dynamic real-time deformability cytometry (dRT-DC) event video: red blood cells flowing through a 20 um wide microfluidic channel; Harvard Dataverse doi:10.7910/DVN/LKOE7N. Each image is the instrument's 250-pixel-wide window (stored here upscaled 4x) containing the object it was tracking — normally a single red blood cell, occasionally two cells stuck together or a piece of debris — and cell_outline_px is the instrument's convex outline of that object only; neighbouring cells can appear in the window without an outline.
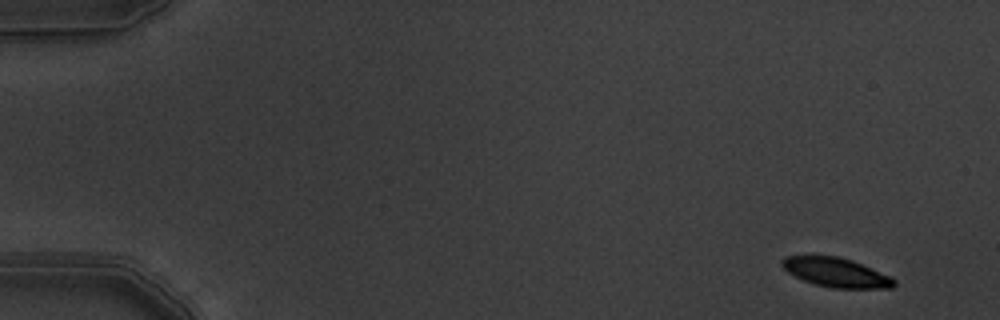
{"species": "common noctule bat (a hibernating species)", "species_latin": "Nyctalus noctula", "temperature_condition": "warm", "stored_images_in_passage": 6, "camera_frame_rate_fps": 3000, "um_per_image_px": 0.085, "animal": {"sex": "male", "body_mass_g": 19.5, "forearm_length_mm": 54.6}, "frame": {"image": 1, "passage_image": 1, "time_ms": 0.0, "image_size_px": [1000, 320], "cell_outline_px": [[896, 284], [892, 288], [832, 288], [816, 284], [804, 280], [788, 272], [780, 264], [780, 260], [784, 256], [836, 256], [852, 260], [892, 276], [896, 280]], "centroid_in_image_um": [71.1, 23.15], "position_along_channel_um": 13.9, "area_um2": 19.07}}
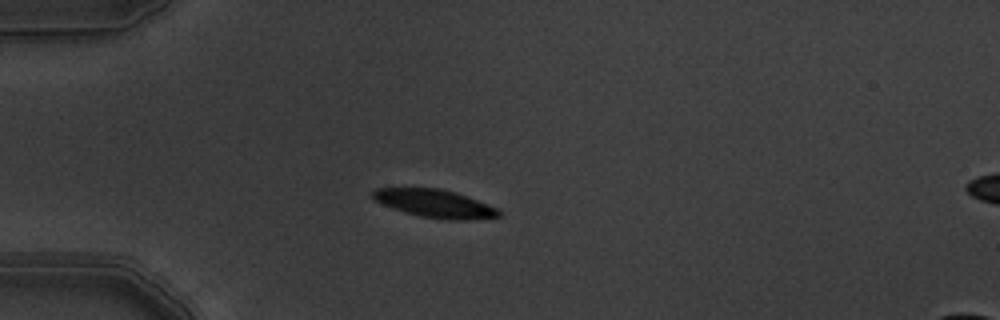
{"frame": {"image": 2, "passage_image": 4, "time_ms": 1.0, "image_size_px": [1000, 320], "cell_outline_px": [[500, 216], [464, 220], [452, 220], [420, 216], [384, 204], [376, 200], [372, 196], [372, 192], [376, 188], [440, 188], [456, 192], [488, 204], [496, 208], [500, 212]], "centroid_in_image_um": [36.99, 17.28], "position_along_channel_um": 48.0, "area_um2": 20.06}}
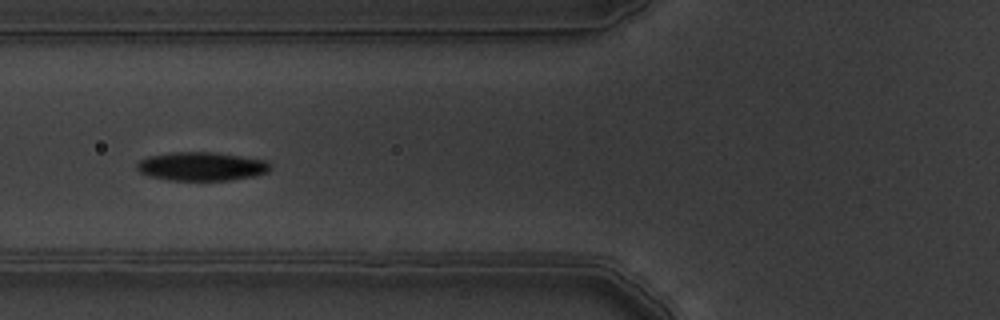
{"frame": {"image": 3, "passage_image": 6, "time_ms": 1.667, "image_size_px": [1000, 320], "cell_outline_px": [[272, 168], [268, 172], [252, 176], [228, 180], [168, 180], [148, 176], [140, 172], [136, 168], [136, 164], [140, 160], [148, 156], [168, 152], [212, 152], [268, 160], [272, 164]], "centroid_in_image_um": [17.13, 14.13], "position_along_channel_um": 108.7, "area_um2": 22.43}}